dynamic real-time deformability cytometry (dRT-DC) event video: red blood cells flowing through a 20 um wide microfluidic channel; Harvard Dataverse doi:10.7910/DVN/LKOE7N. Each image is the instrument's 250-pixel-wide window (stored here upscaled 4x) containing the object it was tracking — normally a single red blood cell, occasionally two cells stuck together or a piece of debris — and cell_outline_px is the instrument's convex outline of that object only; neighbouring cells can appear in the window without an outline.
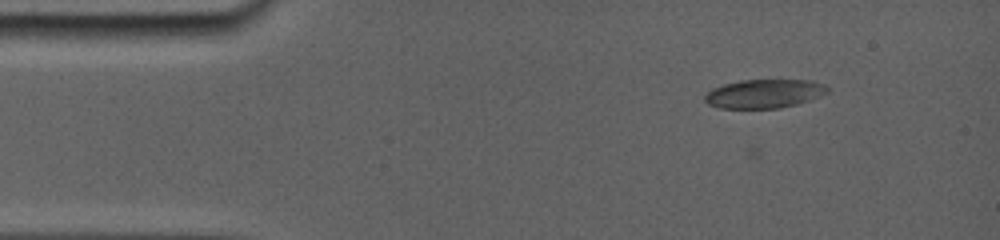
{"species": "common noctule bat (a hibernating species)", "species_latin": "Nyctalus noctula", "temperature_condition": "room temperature", "stored_images_in_passage": 20, "camera_frame_rate_fps": 5000, "um_per_image_px": 0.085, "animal": {"sex": "female", "body_mass_g": 19.0, "forearm_length_mm": 56.7}, "frame": {"image": 1, "passage_image": 2, "time_ms": 1.2, "image_size_px": [1000, 240], "cell_outline_px": [[828, 92], [820, 96], [796, 104], [780, 108], [720, 108], [708, 104], [704, 100], [704, 96], [712, 88], [724, 84], [740, 80], [812, 80], [824, 84], [828, 88]], "centroid_in_image_um": [64.95, 7.96], "position_along_channel_um": 20.1, "area_um2": 20.52}}
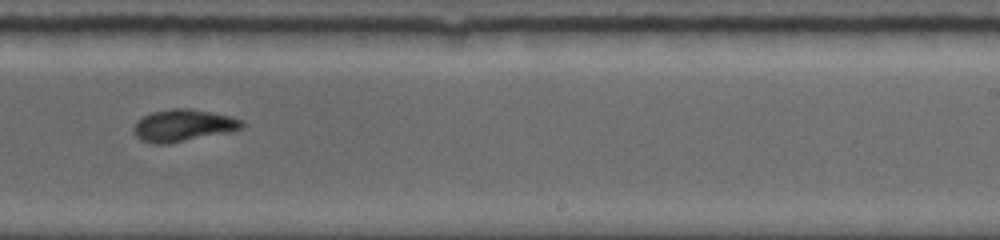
{"frame": {"image": 2, "passage_image": 10, "time_ms": 9.6, "image_size_px": [1000, 240], "cell_outline_px": [[244, 124], [240, 128], [232, 132], [168, 144], [156, 144], [140, 140], [132, 132], [132, 128], [136, 120], [152, 112], [172, 108], [192, 108], [232, 116], [244, 120]], "centroid_in_image_um": [15.57, 10.66], "position_along_channel_um": 273.4, "area_um2": 20.63}}
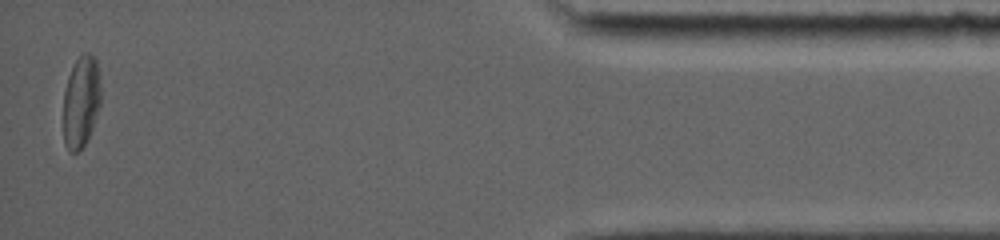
{"frame": {"image": 3, "passage_image": 20, "time_ms": 15.2, "image_size_px": [1000, 240], "cell_outline_px": [[100, 104], [92, 128], [80, 152], [68, 152], [64, 144], [64, 92], [68, 76], [76, 60], [84, 52], [88, 52], [96, 60], [100, 84]], "centroid_in_image_um": [6.88, 8.67], "position_along_channel_um": 428.3, "area_um2": 19.88}, "authors_computed_cell_mechanics": {"area_um2": 20.1722, "velocity_mm_per_s": 3.8667, "shape_relaxation_time_tau1_ms": 5.0608, "shape_relaxation_time_tau2_ms": null, "deformation_change_tau1": 0.1508, "deformation_change_tau2": null}}